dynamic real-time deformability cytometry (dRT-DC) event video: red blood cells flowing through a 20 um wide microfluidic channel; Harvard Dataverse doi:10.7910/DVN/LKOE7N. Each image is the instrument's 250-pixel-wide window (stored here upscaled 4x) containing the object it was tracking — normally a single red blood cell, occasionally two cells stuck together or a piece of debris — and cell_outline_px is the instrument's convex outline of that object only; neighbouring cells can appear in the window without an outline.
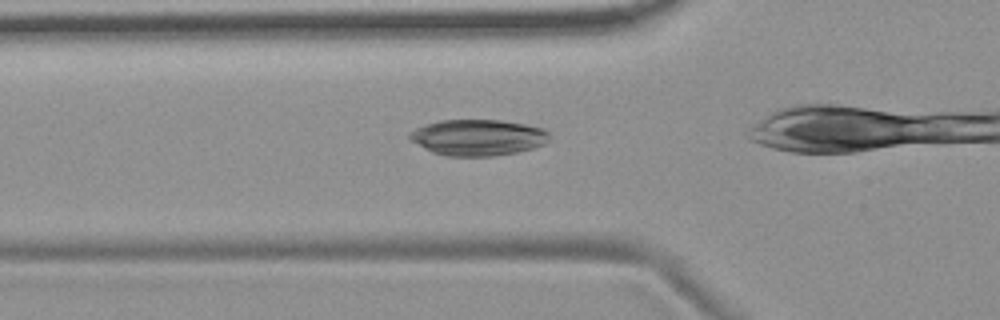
{"species": "common noctule bat (a hibernating species)", "species_latin": "Nyctalus noctula", "temperature_condition": "room temperature", "stored_images_in_passage": 24, "camera_frame_rate_fps": 3000, "um_per_image_px": 0.085, "animal": {"sex": "female", "body_mass_g": 19.9}, "frame": {"image": 1, "passage_image": 12, "time_ms": 3.667, "image_size_px": [1000, 320], "cell_outline_px": [[548, 140], [544, 144], [532, 148], [516, 152], [492, 156], [444, 156], [432, 152], [424, 148], [412, 140], [408, 136], [408, 132], [416, 128], [440, 120], [500, 120], [524, 124], [544, 128], [548, 132]], "centroid_in_image_um": [40.61, 11.68], "position_along_channel_um": 85.2, "area_um2": 29.25}}
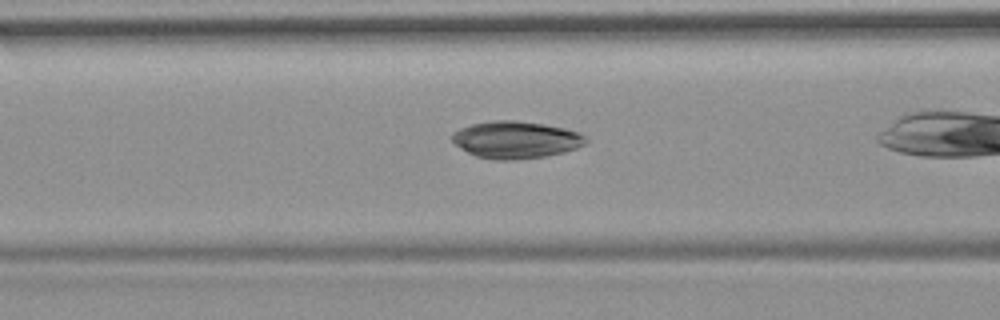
{"frame": {"image": 2, "passage_image": 15, "time_ms": 4.667, "image_size_px": [1000, 320], "cell_outline_px": [[588, 140], [584, 144], [576, 148], [564, 152], [544, 156], [516, 160], [496, 160], [476, 156], [460, 148], [452, 140], [452, 132], [460, 128], [472, 124], [492, 120], [516, 120], [544, 124], [564, 128], [580, 132]], "centroid_in_image_um": [43.84, 11.87], "position_along_channel_um": 122.8, "area_um2": 28.96}}
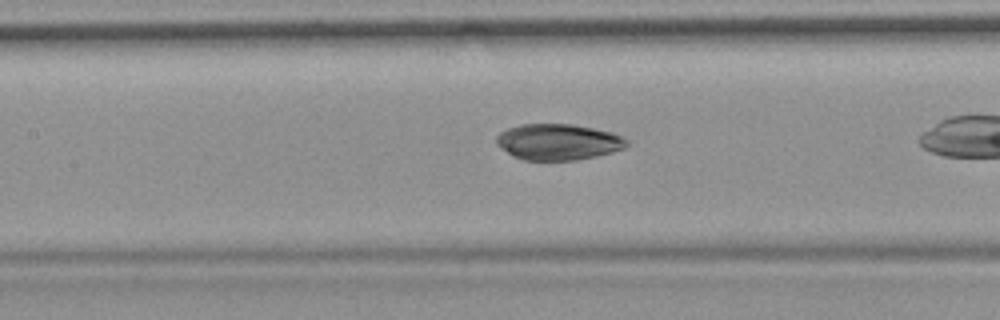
{"frame": {"image": 3, "passage_image": 18, "time_ms": 5.667, "image_size_px": [1000, 320], "cell_outline_px": [[628, 144], [624, 148], [612, 152], [596, 156], [576, 160], [524, 160], [500, 148], [496, 144], [496, 136], [500, 132], [508, 128], [520, 124], [572, 124], [612, 132], [628, 140]], "centroid_in_image_um": [47.44, 12.06], "position_along_channel_um": 160.0, "area_um2": 27.28}}